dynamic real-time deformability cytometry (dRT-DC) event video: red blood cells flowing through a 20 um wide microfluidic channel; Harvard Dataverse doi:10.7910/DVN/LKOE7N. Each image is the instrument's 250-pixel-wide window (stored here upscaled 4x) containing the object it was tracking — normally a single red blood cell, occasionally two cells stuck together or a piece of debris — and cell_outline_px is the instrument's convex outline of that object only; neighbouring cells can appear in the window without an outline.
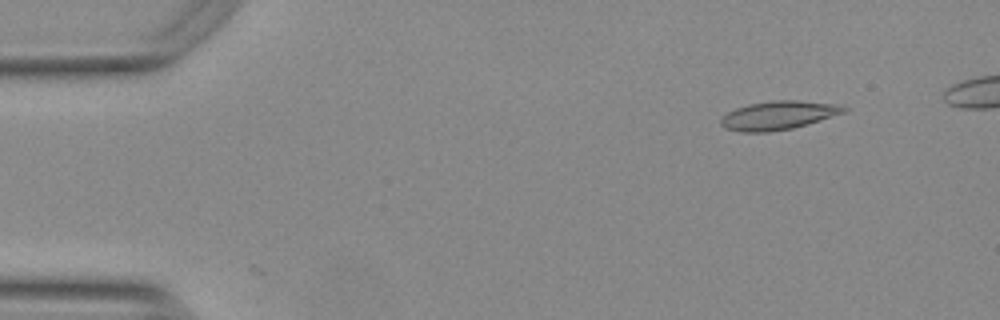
{"species": "Egyptian fruit bat (a non-hibernating species)", "species_latin": "Rousettus aegyptiacus", "temperature_condition": "warm", "stored_images_in_passage": 2, "camera_frame_rate_fps": 3000, "um_per_image_px": 0.085, "animal": {"sex": "female"}, "frame": {"image": 1, "passage_image": 2, "time_ms": 0.333, "image_size_px": [1000, 320], "cell_outline_px": [[848, 108], [844, 112], [820, 120], [792, 128], [768, 132], [740, 132], [724, 128], [720, 124], [720, 120], [728, 112], [736, 108], [748, 104], [772, 100], [800, 100], [836, 104]], "centroid_in_image_um": [66.12, 9.8], "position_along_channel_um": 18.9, "area_um2": 20.4}}